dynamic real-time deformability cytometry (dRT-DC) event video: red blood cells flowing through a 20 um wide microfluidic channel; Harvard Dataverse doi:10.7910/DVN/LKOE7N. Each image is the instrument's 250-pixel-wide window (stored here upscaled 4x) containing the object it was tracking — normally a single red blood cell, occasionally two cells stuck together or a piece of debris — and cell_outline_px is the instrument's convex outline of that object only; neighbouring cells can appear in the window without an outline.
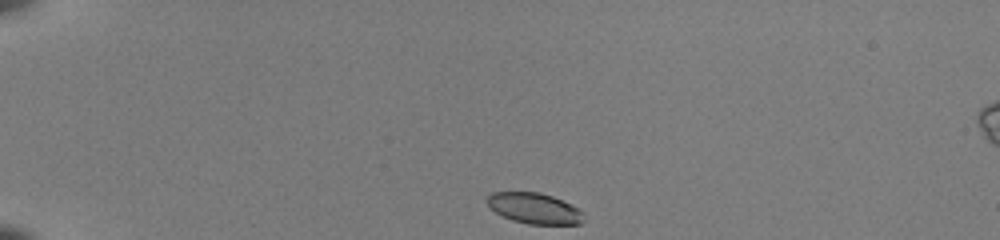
{"species": "common noctule bat (a hibernating species)", "species_latin": "Nyctalus noctula", "temperature_condition": "room temperature", "stored_images_in_passage": 41, "camera_frame_rate_fps": 3000, "um_per_image_px": 0.085, "animal": {"sex": "female", "body_mass_g": 22.0, "forearm_length_mm": 56.7}, "frame": {"image": 1, "passage_image": 1, "time_ms": 0.0, "image_size_px": [1000, 240], "cell_outline_px": [[584, 220], [580, 224], [528, 224], [512, 220], [496, 212], [484, 200], [492, 192], [540, 192], [552, 196], [584, 212]], "centroid_in_image_um": [45.41, 17.71], "position_along_channel_um": 39.6, "area_um2": 17.17}}
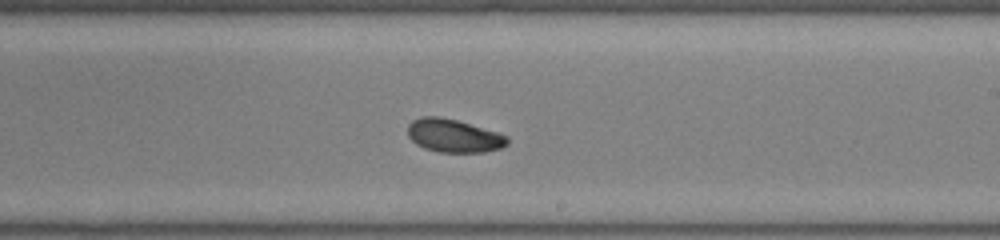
{"frame": {"image": 2, "passage_image": 22, "time_ms": 7.0, "image_size_px": [1000, 240], "cell_outline_px": [[508, 144], [500, 148], [484, 152], [440, 152], [424, 148], [416, 144], [408, 136], [408, 124], [412, 120], [420, 116], [440, 116], [456, 120], [500, 132], [508, 136]], "centroid_in_image_um": [38.57, 11.53], "position_along_channel_um": 250.4, "area_um2": 19.42}}
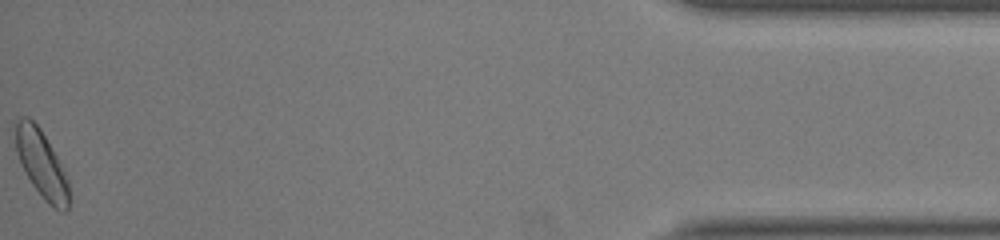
{"frame": {"image": 3, "passage_image": 41, "time_ms": 13.333, "image_size_px": [1000, 240], "cell_outline_px": [[68, 208], [64, 212], [52, 208], [44, 200], [32, 184], [16, 152], [16, 124], [20, 116], [28, 116], [40, 128], [56, 156], [68, 180]], "centroid_in_image_um": [3.53, 13.95], "position_along_channel_um": 431.7, "area_um2": 20.4}, "authors_computed_cell_mechanics": {"area_um2": 19.363, "velocity_mm_per_s": 3.9639, "shape_relaxation_time_tau1_ms": 3.1184, "shape_relaxation_time_tau2_ms": 6.23, "deformation_change_tau1": 0.1033, "deformation_change_tau2": 0.0953}}